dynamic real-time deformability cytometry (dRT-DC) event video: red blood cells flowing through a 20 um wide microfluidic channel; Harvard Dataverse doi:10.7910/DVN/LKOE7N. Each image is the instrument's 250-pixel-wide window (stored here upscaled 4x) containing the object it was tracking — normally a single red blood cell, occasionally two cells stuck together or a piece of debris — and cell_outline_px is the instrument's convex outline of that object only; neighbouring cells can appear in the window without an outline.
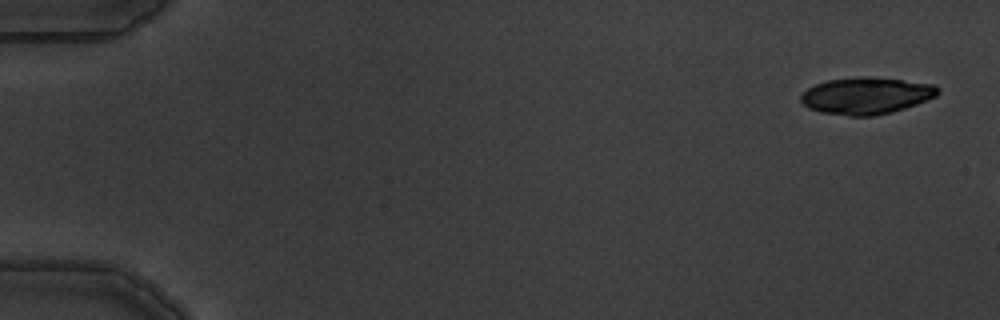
{"species": "common noctule bat (a hibernating species)", "species_latin": "Nyctalus noctula", "temperature_condition": "warm", "stored_images_in_passage": 3, "camera_frame_rate_fps": 3000, "um_per_image_px": 0.085, "animal": {"sex": "male", "body_mass_g": 19.5, "forearm_length_mm": 54.6}, "frame": {"image": 1, "passage_image": 1, "time_ms": 0.0, "image_size_px": [1000, 320], "cell_outline_px": [[940, 92], [936, 96], [916, 104], [892, 112], [872, 116], [848, 116], [820, 112], [808, 108], [800, 100], [800, 96], [808, 88], [816, 84], [828, 80], [860, 76], [868, 76], [932, 84], [940, 88]], "centroid_in_image_um": [73.61, 8.14], "position_along_channel_um": 11.4, "area_um2": 29.3}}